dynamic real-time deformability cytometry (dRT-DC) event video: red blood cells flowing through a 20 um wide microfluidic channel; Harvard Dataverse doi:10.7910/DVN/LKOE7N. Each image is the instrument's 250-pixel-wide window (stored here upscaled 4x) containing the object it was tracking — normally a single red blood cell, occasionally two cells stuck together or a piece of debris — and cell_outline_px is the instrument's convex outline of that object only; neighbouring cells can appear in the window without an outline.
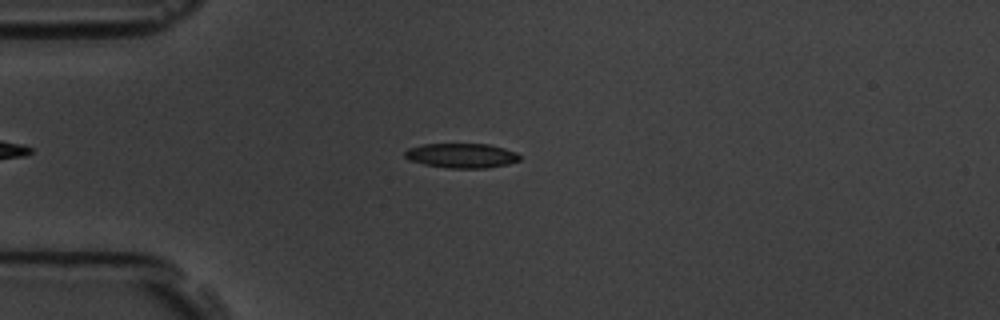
{"species": "common noctule bat (a hibernating species)", "species_latin": "Nyctalus noctula", "temperature_condition": "room temperature", "stored_images_in_passage": 5, "camera_frame_rate_fps": 3000, "um_per_image_px": 0.085, "animal": {"sex": "male", "body_mass_g": 19.5, "forearm_length_mm": 54.6}, "frame": {"image": 1, "passage_image": 3, "time_ms": 2.333, "image_size_px": [1000, 320], "cell_outline_px": [[520, 160], [508, 164], [488, 168], [448, 168], [424, 164], [408, 160], [404, 156], [404, 152], [408, 148], [424, 144], [488, 144], [504, 148], [516, 152], [520, 156]], "centroid_in_image_um": [39.23, 13.23], "position_along_channel_um": 45.8, "area_um2": 16.53}}
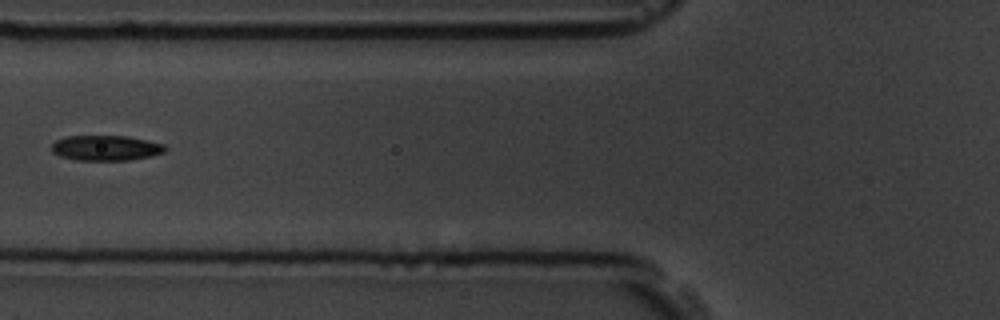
{"frame": {"image": 2, "passage_image": 5, "time_ms": 4.667, "image_size_px": [1000, 320], "cell_outline_px": [[168, 148], [164, 152], [152, 156], [128, 160], [76, 160], [60, 156], [52, 152], [52, 144], [56, 140], [68, 136], [128, 136], [164, 144]], "centroid_in_image_um": [9.02, 12.58], "position_along_channel_um": 116.8, "area_um2": 16.7}}